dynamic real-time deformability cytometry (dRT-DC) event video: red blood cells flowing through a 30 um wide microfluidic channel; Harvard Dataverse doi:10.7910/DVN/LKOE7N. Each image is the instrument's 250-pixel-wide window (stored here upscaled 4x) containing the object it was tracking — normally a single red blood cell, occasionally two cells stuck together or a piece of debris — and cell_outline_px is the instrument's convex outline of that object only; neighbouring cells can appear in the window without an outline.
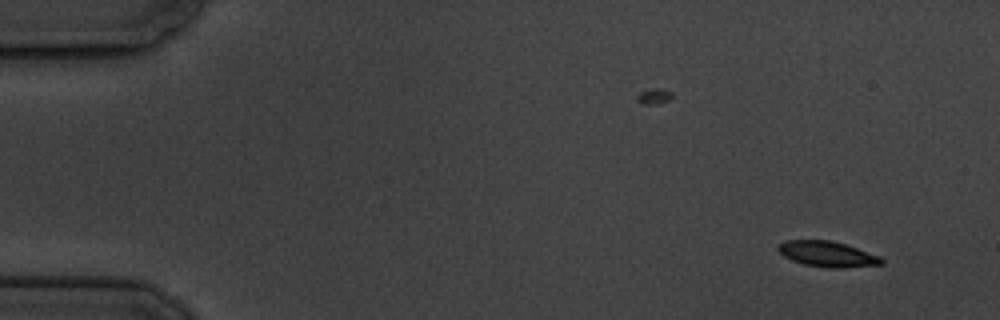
{"species": "common noctule bat (a hibernating species)", "species_latin": "Nyctalus noctula", "temperature_condition": "cold", "stored_images_in_passage": 5, "segment_of_instrument_passage": [1, 2], "camera_frame_rate_fps": 3000, "um_per_image_px": 0.085, "animal": {"sex": "male", "body_mass_g": 19.5, "forearm_length_mm": 54.6}, "frame": {"image": 1, "passage_image": 1, "time_ms": 0.0, "image_size_px": [1000, 320], "cell_outline_px": [[884, 264], [840, 268], [828, 268], [804, 264], [792, 260], [784, 256], [776, 248], [784, 240], [828, 240], [844, 244], [880, 256], [884, 260]], "centroid_in_image_um": [70.32, 21.6], "position_along_channel_um": 14.7, "area_um2": 15.26}}